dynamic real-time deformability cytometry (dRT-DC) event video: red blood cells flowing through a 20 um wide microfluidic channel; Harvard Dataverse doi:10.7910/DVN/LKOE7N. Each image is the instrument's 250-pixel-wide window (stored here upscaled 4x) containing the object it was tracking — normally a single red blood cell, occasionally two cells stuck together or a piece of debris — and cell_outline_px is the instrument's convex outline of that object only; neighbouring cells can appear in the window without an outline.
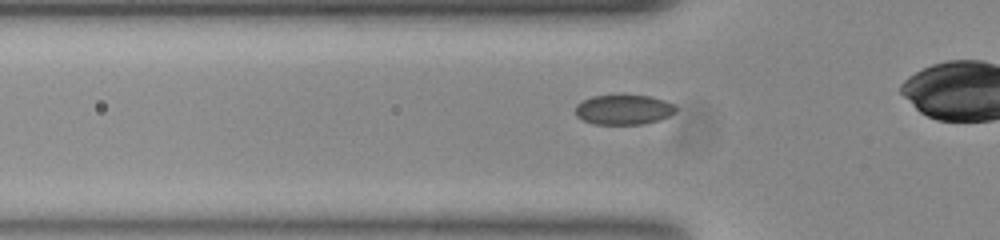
{"species": "common noctule bat (a hibernating species)", "species_latin": "Nyctalus noctula", "temperature_condition": "room temperature", "stored_images_in_passage": 28, "camera_frame_rate_fps": 3000, "um_per_image_px": 0.085, "animal": {"sex": "female", "body_mass_g": 23.0, "forearm_length_mm": 53.4}, "frame": {"image": 1, "passage_image": 2, "time_ms": 0.333, "image_size_px": [1000, 240], "cell_outline_px": [[676, 112], [660, 120], [644, 124], [592, 124], [576, 116], [576, 104], [592, 96], [652, 96], [676, 104]], "centroid_in_image_um": [53.04, 9.33], "position_along_channel_um": 72.8, "area_um2": 17.46}}
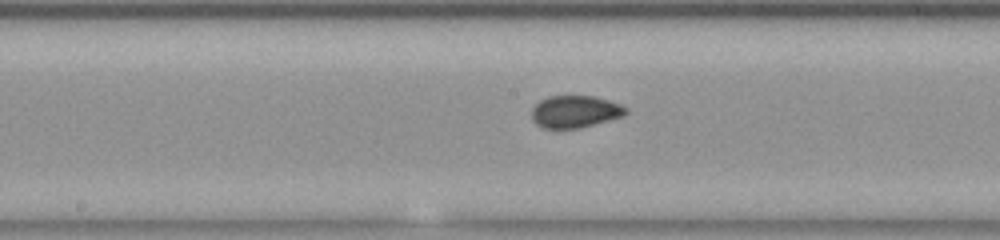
{"frame": {"image": 2, "passage_image": 12, "time_ms": 3.667, "image_size_px": [1000, 240], "cell_outline_px": [[628, 112], [624, 116], [580, 128], [544, 128], [536, 124], [532, 120], [532, 108], [540, 100], [548, 96], [592, 96], [608, 100], [620, 104], [628, 108]], "centroid_in_image_um": [48.89, 9.49], "position_along_channel_um": 199.3, "area_um2": 17.69}}
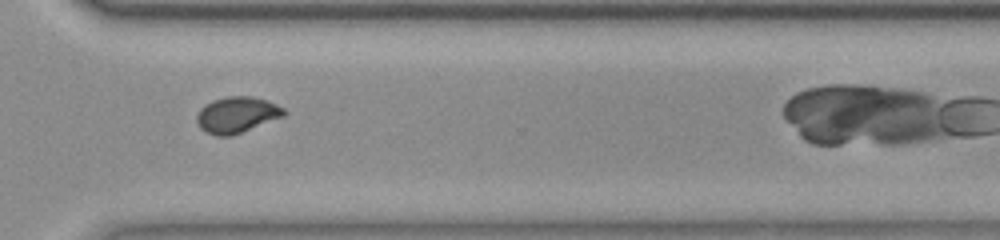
{"frame": {"image": 3, "passage_image": 24, "time_ms": 7.667, "image_size_px": [1000, 240], "cell_outline_px": [[288, 112], [284, 116], [232, 136], [216, 136], [204, 132], [200, 128], [196, 120], [196, 116], [200, 108], [204, 104], [212, 100], [228, 96], [252, 96], [268, 100], [284, 108]], "centroid_in_image_um": [20.12, 9.76], "position_along_channel_um": 350.5, "area_um2": 18.61}}